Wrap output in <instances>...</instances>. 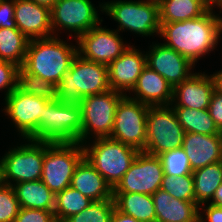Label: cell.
Masks as SVG:
<instances>
[{
    "label": "cell",
    "instance_id": "cell-35",
    "mask_svg": "<svg viewBox=\"0 0 222 222\" xmlns=\"http://www.w3.org/2000/svg\"><path fill=\"white\" fill-rule=\"evenodd\" d=\"M19 209L13 186L0 182V222H14Z\"/></svg>",
    "mask_w": 222,
    "mask_h": 222
},
{
    "label": "cell",
    "instance_id": "cell-15",
    "mask_svg": "<svg viewBox=\"0 0 222 222\" xmlns=\"http://www.w3.org/2000/svg\"><path fill=\"white\" fill-rule=\"evenodd\" d=\"M3 109L18 130V135L27 139L37 128L45 106L50 102L41 97L22 92L18 87L4 98Z\"/></svg>",
    "mask_w": 222,
    "mask_h": 222
},
{
    "label": "cell",
    "instance_id": "cell-23",
    "mask_svg": "<svg viewBox=\"0 0 222 222\" xmlns=\"http://www.w3.org/2000/svg\"><path fill=\"white\" fill-rule=\"evenodd\" d=\"M70 186L92 201L113 198L111 186L85 157L76 166Z\"/></svg>",
    "mask_w": 222,
    "mask_h": 222
},
{
    "label": "cell",
    "instance_id": "cell-39",
    "mask_svg": "<svg viewBox=\"0 0 222 222\" xmlns=\"http://www.w3.org/2000/svg\"><path fill=\"white\" fill-rule=\"evenodd\" d=\"M204 206L203 204L199 206L198 219L201 222H222V207L215 206L210 203H205ZM200 209H201V212L203 211V214L205 213L204 215L200 212Z\"/></svg>",
    "mask_w": 222,
    "mask_h": 222
},
{
    "label": "cell",
    "instance_id": "cell-45",
    "mask_svg": "<svg viewBox=\"0 0 222 222\" xmlns=\"http://www.w3.org/2000/svg\"><path fill=\"white\" fill-rule=\"evenodd\" d=\"M33 1L39 5L46 6L50 9L53 7L54 3L56 2V0H33Z\"/></svg>",
    "mask_w": 222,
    "mask_h": 222
},
{
    "label": "cell",
    "instance_id": "cell-40",
    "mask_svg": "<svg viewBox=\"0 0 222 222\" xmlns=\"http://www.w3.org/2000/svg\"><path fill=\"white\" fill-rule=\"evenodd\" d=\"M208 111L215 125L222 132V95L216 91H214L211 97Z\"/></svg>",
    "mask_w": 222,
    "mask_h": 222
},
{
    "label": "cell",
    "instance_id": "cell-42",
    "mask_svg": "<svg viewBox=\"0 0 222 222\" xmlns=\"http://www.w3.org/2000/svg\"><path fill=\"white\" fill-rule=\"evenodd\" d=\"M214 81L215 91L222 95V69L210 74Z\"/></svg>",
    "mask_w": 222,
    "mask_h": 222
},
{
    "label": "cell",
    "instance_id": "cell-4",
    "mask_svg": "<svg viewBox=\"0 0 222 222\" xmlns=\"http://www.w3.org/2000/svg\"><path fill=\"white\" fill-rule=\"evenodd\" d=\"M50 143L82 144V109L79 104L50 101L39 118L36 130L27 138Z\"/></svg>",
    "mask_w": 222,
    "mask_h": 222
},
{
    "label": "cell",
    "instance_id": "cell-10",
    "mask_svg": "<svg viewBox=\"0 0 222 222\" xmlns=\"http://www.w3.org/2000/svg\"><path fill=\"white\" fill-rule=\"evenodd\" d=\"M124 95L110 89L81 100L79 105L82 109V144L89 143L90 138L110 137L114 126L115 110Z\"/></svg>",
    "mask_w": 222,
    "mask_h": 222
},
{
    "label": "cell",
    "instance_id": "cell-2",
    "mask_svg": "<svg viewBox=\"0 0 222 222\" xmlns=\"http://www.w3.org/2000/svg\"><path fill=\"white\" fill-rule=\"evenodd\" d=\"M51 36L29 40L22 68L30 74L58 85L78 55V46H72L59 37Z\"/></svg>",
    "mask_w": 222,
    "mask_h": 222
},
{
    "label": "cell",
    "instance_id": "cell-38",
    "mask_svg": "<svg viewBox=\"0 0 222 222\" xmlns=\"http://www.w3.org/2000/svg\"><path fill=\"white\" fill-rule=\"evenodd\" d=\"M0 28H17L14 20V0H0Z\"/></svg>",
    "mask_w": 222,
    "mask_h": 222
},
{
    "label": "cell",
    "instance_id": "cell-21",
    "mask_svg": "<svg viewBox=\"0 0 222 222\" xmlns=\"http://www.w3.org/2000/svg\"><path fill=\"white\" fill-rule=\"evenodd\" d=\"M134 93L130 98L148 106H170L173 98V87L156 71L146 66L138 77Z\"/></svg>",
    "mask_w": 222,
    "mask_h": 222
},
{
    "label": "cell",
    "instance_id": "cell-16",
    "mask_svg": "<svg viewBox=\"0 0 222 222\" xmlns=\"http://www.w3.org/2000/svg\"><path fill=\"white\" fill-rule=\"evenodd\" d=\"M146 52V66L156 71L172 87L188 79L195 65L185 56L163 43H154Z\"/></svg>",
    "mask_w": 222,
    "mask_h": 222
},
{
    "label": "cell",
    "instance_id": "cell-31",
    "mask_svg": "<svg viewBox=\"0 0 222 222\" xmlns=\"http://www.w3.org/2000/svg\"><path fill=\"white\" fill-rule=\"evenodd\" d=\"M17 87L24 93L41 97L47 101L58 99L57 85L37 75L27 73L22 67L19 68Z\"/></svg>",
    "mask_w": 222,
    "mask_h": 222
},
{
    "label": "cell",
    "instance_id": "cell-37",
    "mask_svg": "<svg viewBox=\"0 0 222 222\" xmlns=\"http://www.w3.org/2000/svg\"><path fill=\"white\" fill-rule=\"evenodd\" d=\"M14 222H56L54 211L20 207Z\"/></svg>",
    "mask_w": 222,
    "mask_h": 222
},
{
    "label": "cell",
    "instance_id": "cell-14",
    "mask_svg": "<svg viewBox=\"0 0 222 222\" xmlns=\"http://www.w3.org/2000/svg\"><path fill=\"white\" fill-rule=\"evenodd\" d=\"M91 28L76 40L78 54L85 60L109 65L118 58L130 44L123 42L119 32L100 26Z\"/></svg>",
    "mask_w": 222,
    "mask_h": 222
},
{
    "label": "cell",
    "instance_id": "cell-1",
    "mask_svg": "<svg viewBox=\"0 0 222 222\" xmlns=\"http://www.w3.org/2000/svg\"><path fill=\"white\" fill-rule=\"evenodd\" d=\"M209 9L204 15L185 21L160 23L163 44L188 58L194 65L209 54L222 38V18Z\"/></svg>",
    "mask_w": 222,
    "mask_h": 222
},
{
    "label": "cell",
    "instance_id": "cell-30",
    "mask_svg": "<svg viewBox=\"0 0 222 222\" xmlns=\"http://www.w3.org/2000/svg\"><path fill=\"white\" fill-rule=\"evenodd\" d=\"M92 200L71 186L56 194L54 216L56 222H64L74 214L86 209Z\"/></svg>",
    "mask_w": 222,
    "mask_h": 222
},
{
    "label": "cell",
    "instance_id": "cell-29",
    "mask_svg": "<svg viewBox=\"0 0 222 222\" xmlns=\"http://www.w3.org/2000/svg\"><path fill=\"white\" fill-rule=\"evenodd\" d=\"M29 39L18 28H0V60L22 67Z\"/></svg>",
    "mask_w": 222,
    "mask_h": 222
},
{
    "label": "cell",
    "instance_id": "cell-28",
    "mask_svg": "<svg viewBox=\"0 0 222 222\" xmlns=\"http://www.w3.org/2000/svg\"><path fill=\"white\" fill-rule=\"evenodd\" d=\"M177 115L178 122L185 133H198L205 135H222L217 128L208 109L196 110L187 107H172Z\"/></svg>",
    "mask_w": 222,
    "mask_h": 222
},
{
    "label": "cell",
    "instance_id": "cell-34",
    "mask_svg": "<svg viewBox=\"0 0 222 222\" xmlns=\"http://www.w3.org/2000/svg\"><path fill=\"white\" fill-rule=\"evenodd\" d=\"M159 157L166 175L177 177L192 173L188 157L182 148L165 152Z\"/></svg>",
    "mask_w": 222,
    "mask_h": 222
},
{
    "label": "cell",
    "instance_id": "cell-17",
    "mask_svg": "<svg viewBox=\"0 0 222 222\" xmlns=\"http://www.w3.org/2000/svg\"><path fill=\"white\" fill-rule=\"evenodd\" d=\"M146 67V54L130 45L118 58L108 65V81L110 89L121 92L132 91L138 77ZM125 92V93H124Z\"/></svg>",
    "mask_w": 222,
    "mask_h": 222
},
{
    "label": "cell",
    "instance_id": "cell-41",
    "mask_svg": "<svg viewBox=\"0 0 222 222\" xmlns=\"http://www.w3.org/2000/svg\"><path fill=\"white\" fill-rule=\"evenodd\" d=\"M110 222H140V221L136 220L132 216L126 215V214L118 211L115 208L112 213Z\"/></svg>",
    "mask_w": 222,
    "mask_h": 222
},
{
    "label": "cell",
    "instance_id": "cell-33",
    "mask_svg": "<svg viewBox=\"0 0 222 222\" xmlns=\"http://www.w3.org/2000/svg\"><path fill=\"white\" fill-rule=\"evenodd\" d=\"M160 188L176 199L195 201L192 173L177 177L164 174Z\"/></svg>",
    "mask_w": 222,
    "mask_h": 222
},
{
    "label": "cell",
    "instance_id": "cell-7",
    "mask_svg": "<svg viewBox=\"0 0 222 222\" xmlns=\"http://www.w3.org/2000/svg\"><path fill=\"white\" fill-rule=\"evenodd\" d=\"M84 158L79 142H44L41 181L56 195L71 184L76 166Z\"/></svg>",
    "mask_w": 222,
    "mask_h": 222
},
{
    "label": "cell",
    "instance_id": "cell-18",
    "mask_svg": "<svg viewBox=\"0 0 222 222\" xmlns=\"http://www.w3.org/2000/svg\"><path fill=\"white\" fill-rule=\"evenodd\" d=\"M14 20L29 40L53 36L51 9L33 0H14Z\"/></svg>",
    "mask_w": 222,
    "mask_h": 222
},
{
    "label": "cell",
    "instance_id": "cell-12",
    "mask_svg": "<svg viewBox=\"0 0 222 222\" xmlns=\"http://www.w3.org/2000/svg\"><path fill=\"white\" fill-rule=\"evenodd\" d=\"M91 0H56L51 8L53 36L58 30L74 32V40L103 21ZM57 29V30H56Z\"/></svg>",
    "mask_w": 222,
    "mask_h": 222
},
{
    "label": "cell",
    "instance_id": "cell-32",
    "mask_svg": "<svg viewBox=\"0 0 222 222\" xmlns=\"http://www.w3.org/2000/svg\"><path fill=\"white\" fill-rule=\"evenodd\" d=\"M114 209L113 198L104 201H92L86 209L70 216L64 222H110Z\"/></svg>",
    "mask_w": 222,
    "mask_h": 222
},
{
    "label": "cell",
    "instance_id": "cell-13",
    "mask_svg": "<svg viewBox=\"0 0 222 222\" xmlns=\"http://www.w3.org/2000/svg\"><path fill=\"white\" fill-rule=\"evenodd\" d=\"M164 167L159 156L139 151L113 192L154 194L161 186Z\"/></svg>",
    "mask_w": 222,
    "mask_h": 222
},
{
    "label": "cell",
    "instance_id": "cell-24",
    "mask_svg": "<svg viewBox=\"0 0 222 222\" xmlns=\"http://www.w3.org/2000/svg\"><path fill=\"white\" fill-rule=\"evenodd\" d=\"M13 188L20 207L54 211L56 195L41 180L20 182Z\"/></svg>",
    "mask_w": 222,
    "mask_h": 222
},
{
    "label": "cell",
    "instance_id": "cell-36",
    "mask_svg": "<svg viewBox=\"0 0 222 222\" xmlns=\"http://www.w3.org/2000/svg\"><path fill=\"white\" fill-rule=\"evenodd\" d=\"M19 66L0 60V90L5 91V98L17 88Z\"/></svg>",
    "mask_w": 222,
    "mask_h": 222
},
{
    "label": "cell",
    "instance_id": "cell-6",
    "mask_svg": "<svg viewBox=\"0 0 222 222\" xmlns=\"http://www.w3.org/2000/svg\"><path fill=\"white\" fill-rule=\"evenodd\" d=\"M84 157L114 189L130 168L139 151L122 142L96 138L93 143H83Z\"/></svg>",
    "mask_w": 222,
    "mask_h": 222
},
{
    "label": "cell",
    "instance_id": "cell-25",
    "mask_svg": "<svg viewBox=\"0 0 222 222\" xmlns=\"http://www.w3.org/2000/svg\"><path fill=\"white\" fill-rule=\"evenodd\" d=\"M115 208L140 222H155L156 213L152 195L113 192Z\"/></svg>",
    "mask_w": 222,
    "mask_h": 222
},
{
    "label": "cell",
    "instance_id": "cell-26",
    "mask_svg": "<svg viewBox=\"0 0 222 222\" xmlns=\"http://www.w3.org/2000/svg\"><path fill=\"white\" fill-rule=\"evenodd\" d=\"M208 10L201 0H159L160 23L195 19Z\"/></svg>",
    "mask_w": 222,
    "mask_h": 222
},
{
    "label": "cell",
    "instance_id": "cell-5",
    "mask_svg": "<svg viewBox=\"0 0 222 222\" xmlns=\"http://www.w3.org/2000/svg\"><path fill=\"white\" fill-rule=\"evenodd\" d=\"M99 9L118 22V31L128 30L150 37L160 33V13L158 0H113L100 3Z\"/></svg>",
    "mask_w": 222,
    "mask_h": 222
},
{
    "label": "cell",
    "instance_id": "cell-27",
    "mask_svg": "<svg viewBox=\"0 0 222 222\" xmlns=\"http://www.w3.org/2000/svg\"><path fill=\"white\" fill-rule=\"evenodd\" d=\"M194 179L195 202L201 204L211 201L216 189L222 183V161L209 164L192 172Z\"/></svg>",
    "mask_w": 222,
    "mask_h": 222
},
{
    "label": "cell",
    "instance_id": "cell-43",
    "mask_svg": "<svg viewBox=\"0 0 222 222\" xmlns=\"http://www.w3.org/2000/svg\"><path fill=\"white\" fill-rule=\"evenodd\" d=\"M210 204H213L215 206L222 207V183L220 186L216 189V192L212 198L211 201H209Z\"/></svg>",
    "mask_w": 222,
    "mask_h": 222
},
{
    "label": "cell",
    "instance_id": "cell-8",
    "mask_svg": "<svg viewBox=\"0 0 222 222\" xmlns=\"http://www.w3.org/2000/svg\"><path fill=\"white\" fill-rule=\"evenodd\" d=\"M26 143L10 148L0 159L1 183L12 185L41 180L44 142L23 139ZM13 181V182H12ZM12 182V183H11Z\"/></svg>",
    "mask_w": 222,
    "mask_h": 222
},
{
    "label": "cell",
    "instance_id": "cell-22",
    "mask_svg": "<svg viewBox=\"0 0 222 222\" xmlns=\"http://www.w3.org/2000/svg\"><path fill=\"white\" fill-rule=\"evenodd\" d=\"M156 213L155 222H195L199 217V205L195 201H183L159 188L152 194Z\"/></svg>",
    "mask_w": 222,
    "mask_h": 222
},
{
    "label": "cell",
    "instance_id": "cell-9",
    "mask_svg": "<svg viewBox=\"0 0 222 222\" xmlns=\"http://www.w3.org/2000/svg\"><path fill=\"white\" fill-rule=\"evenodd\" d=\"M185 131L172 106H149L144 152L161 154L182 148Z\"/></svg>",
    "mask_w": 222,
    "mask_h": 222
},
{
    "label": "cell",
    "instance_id": "cell-20",
    "mask_svg": "<svg viewBox=\"0 0 222 222\" xmlns=\"http://www.w3.org/2000/svg\"><path fill=\"white\" fill-rule=\"evenodd\" d=\"M182 149L188 157L193 172L222 161V135L185 133Z\"/></svg>",
    "mask_w": 222,
    "mask_h": 222
},
{
    "label": "cell",
    "instance_id": "cell-3",
    "mask_svg": "<svg viewBox=\"0 0 222 222\" xmlns=\"http://www.w3.org/2000/svg\"><path fill=\"white\" fill-rule=\"evenodd\" d=\"M109 90L108 66L85 60L79 54L57 85L58 100L75 104H79L84 97Z\"/></svg>",
    "mask_w": 222,
    "mask_h": 222
},
{
    "label": "cell",
    "instance_id": "cell-11",
    "mask_svg": "<svg viewBox=\"0 0 222 222\" xmlns=\"http://www.w3.org/2000/svg\"><path fill=\"white\" fill-rule=\"evenodd\" d=\"M148 109V105L124 95L115 110L110 138L144 151Z\"/></svg>",
    "mask_w": 222,
    "mask_h": 222
},
{
    "label": "cell",
    "instance_id": "cell-44",
    "mask_svg": "<svg viewBox=\"0 0 222 222\" xmlns=\"http://www.w3.org/2000/svg\"><path fill=\"white\" fill-rule=\"evenodd\" d=\"M209 9L219 7L222 10V0H201Z\"/></svg>",
    "mask_w": 222,
    "mask_h": 222
},
{
    "label": "cell",
    "instance_id": "cell-19",
    "mask_svg": "<svg viewBox=\"0 0 222 222\" xmlns=\"http://www.w3.org/2000/svg\"><path fill=\"white\" fill-rule=\"evenodd\" d=\"M214 91V81L211 75L205 72H195L173 87L171 106L196 110L208 109Z\"/></svg>",
    "mask_w": 222,
    "mask_h": 222
}]
</instances>
